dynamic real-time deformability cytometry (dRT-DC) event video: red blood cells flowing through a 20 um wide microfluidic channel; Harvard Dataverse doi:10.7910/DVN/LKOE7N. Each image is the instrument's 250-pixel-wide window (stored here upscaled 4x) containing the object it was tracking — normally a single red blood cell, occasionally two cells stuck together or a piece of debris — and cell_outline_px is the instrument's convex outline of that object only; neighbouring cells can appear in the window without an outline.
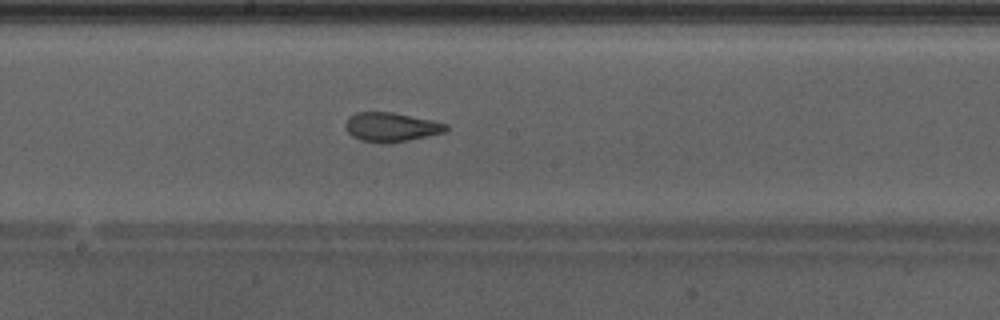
{"species": "Egyptian fruit bat (a non-hibernating species)", "species_latin": "Rousettus aegyptiacus", "temperature_condition": "warm", "stored_images_in_passage": 41, "camera_frame_rate_fps": 3000, "um_per_image_px": 0.085, "animal": {"sex": "male"}, "frame": {"image": 1, "passage_image": 24, "time_ms": 7.667, "image_size_px": [1000, 320], "cell_outline_px": [[448, 128], [444, 132], [392, 144], [384, 144], [360, 140], [352, 136], [348, 132], [344, 124], [348, 116], [356, 112], [392, 112], [432, 120], [448, 124]], "centroid_in_image_um": [33.22, 10.81], "position_along_channel_um": 215.0, "area_um2": 17.28}}